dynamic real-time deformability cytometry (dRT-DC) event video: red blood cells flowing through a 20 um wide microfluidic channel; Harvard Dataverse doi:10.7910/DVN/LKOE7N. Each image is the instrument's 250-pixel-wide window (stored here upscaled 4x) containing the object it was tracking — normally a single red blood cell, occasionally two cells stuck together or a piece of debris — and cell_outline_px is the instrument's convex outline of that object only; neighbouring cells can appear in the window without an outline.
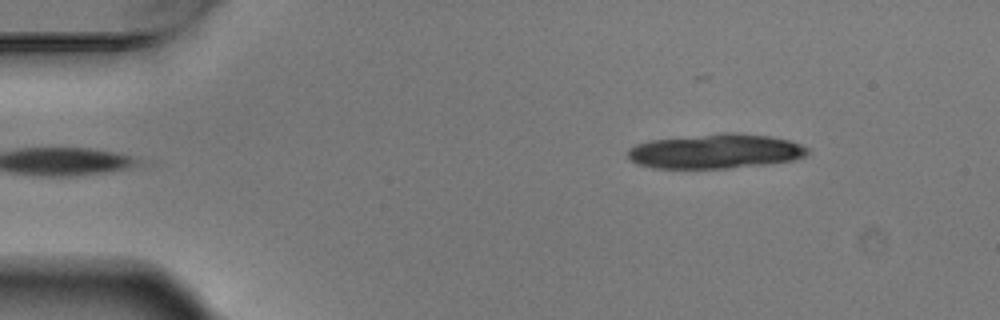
{"species": "Egyptian fruit bat (a non-hibernating species)", "species_latin": "Rousettus aegyptiacus", "temperature_condition": "warm", "stored_images_in_passage": 8, "camera_frame_rate_fps": 3000, "um_per_image_px": 0.085, "animal": {"sex": "male"}, "frame": {"image": 1, "passage_image": 1, "time_ms": 0.0, "image_size_px": [1000, 320], "cell_outline_px": [[808, 152], [804, 156], [792, 160], [768, 164], [728, 168], [656, 168], [636, 164], [628, 156], [628, 148], [636, 144], [648, 140], [724, 132], [732, 132], [772, 136], [792, 140], [808, 148]], "centroid_in_image_um": [60.82, 12.84], "position_along_channel_um": 24.2, "area_um2": 36.47}}
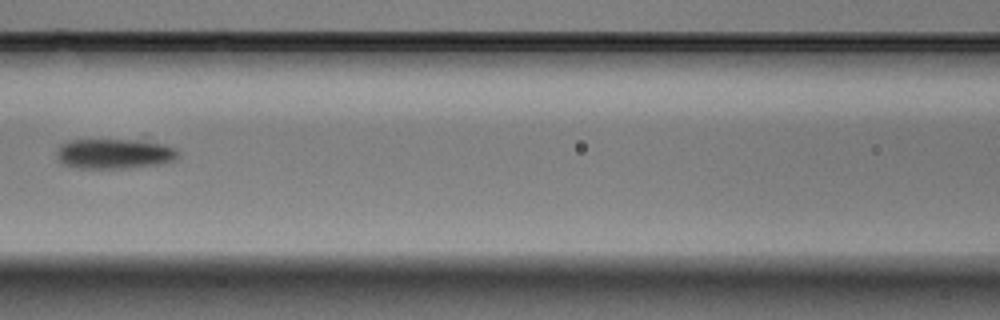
{"frame": {"image": 2, "passage_image": 5, "time_ms": 1.333, "image_size_px": [1000, 320], "cell_outline_px": [[180, 152], [176, 160], [156, 164], [124, 168], [80, 168], [64, 164], [60, 160], [56, 152], [60, 144], [72, 140], [128, 140], [164, 144], [176, 148]], "centroid_in_image_um": [9.73, 13.06], "position_along_channel_um": 156.9, "area_um2": 20.92}}
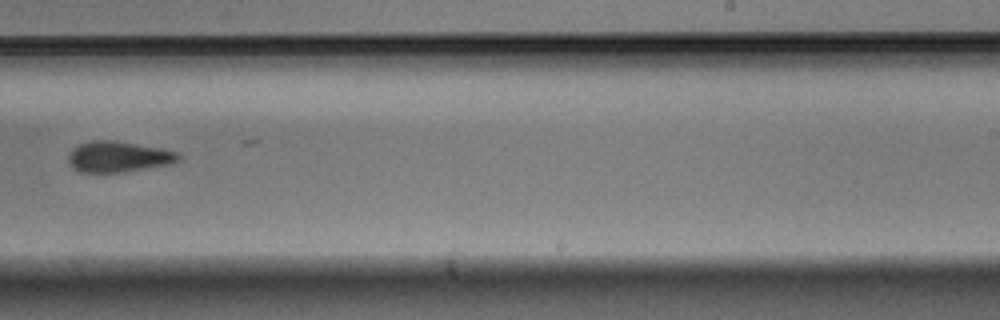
{"frame": {"image": 3, "passage_image": 8, "time_ms": 2.333, "image_size_px": [1000, 320], "cell_outline_px": [[180, 160], [172, 164], [124, 172], [80, 172], [72, 168], [68, 160], [68, 156], [72, 148], [80, 144], [92, 140], [112, 140], [160, 148], [180, 152]], "centroid_in_image_um": [10.07, 13.33], "position_along_channel_um": 278.9, "area_um2": 19.88}}